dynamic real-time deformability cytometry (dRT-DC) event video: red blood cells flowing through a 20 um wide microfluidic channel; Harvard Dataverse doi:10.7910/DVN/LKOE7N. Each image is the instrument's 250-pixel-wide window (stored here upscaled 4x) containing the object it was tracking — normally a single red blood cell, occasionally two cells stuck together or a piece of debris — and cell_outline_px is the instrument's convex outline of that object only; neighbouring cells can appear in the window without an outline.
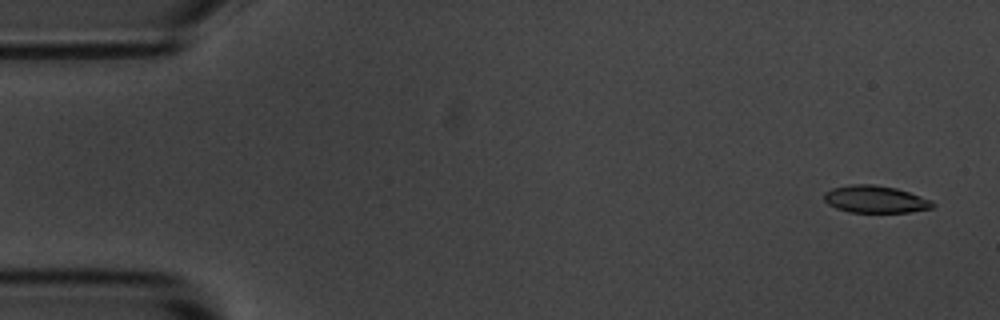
{"species": "common noctule bat (a hibernating species)", "species_latin": "Nyctalus noctula", "temperature_condition": "room temperature", "stored_images_in_passage": 55, "camera_frame_rate_fps": 3000, "um_per_image_px": 0.085, "animal": {"sex": "male", "body_mass_g": 20.1, "forearm_length_mm": 53.5}, "frame": {"image": 1, "passage_image": 3, "time_ms": 0.667, "image_size_px": [1000, 320], "cell_outline_px": [[936, 204], [932, 208], [912, 212], [848, 212], [836, 208], [828, 204], [824, 200], [824, 192], [832, 188], [852, 184], [872, 184], [896, 188], [932, 200]], "centroid_in_image_um": [74.4, 16.94], "position_along_channel_um": 10.6, "area_um2": 17.28}}
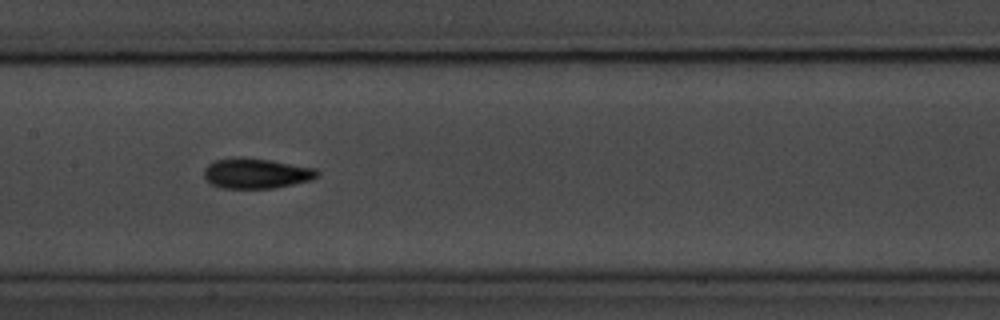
{"frame": {"image": 2, "passage_image": 27, "time_ms": 8.667, "image_size_px": [1000, 320], "cell_outline_px": [[320, 172], [316, 176], [308, 180], [276, 188], [220, 188], [204, 180], [204, 168], [208, 164], [216, 160], [236, 156], [244, 156], [272, 160], [316, 168]], "centroid_in_image_um": [21.73, 14.72], "position_along_channel_um": 185.7, "area_um2": 20.17}}
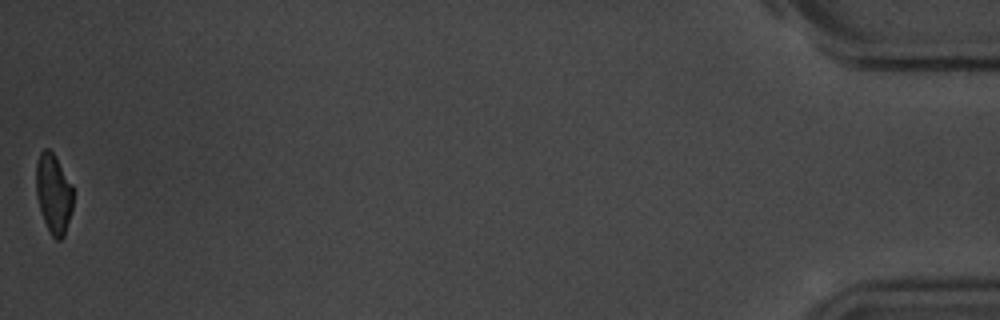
{"frame": {"image": 3, "passage_image": 55, "time_ms": 18.0, "image_size_px": [1000, 320], "cell_outline_px": [[72, 208], [64, 236], [60, 240], [56, 240], [52, 236], [44, 220], [36, 196], [36, 164], [40, 152], [44, 148], [48, 148], [56, 156], [72, 184]], "centroid_in_image_um": [4.55, 16.42], "position_along_channel_um": 430.7, "area_um2": 17.11}, "authors_computed_cell_mechanics": {"area_um2": 18.6116, "velocity_mm_per_s": 3.6796, "shape_relaxation_time_tau1_ms": 4.3537, "shape_relaxation_time_tau2_ms": 4.7403, "deformation_change_tau1": 0.1352, "deformation_change_tau2": 0.1226}}